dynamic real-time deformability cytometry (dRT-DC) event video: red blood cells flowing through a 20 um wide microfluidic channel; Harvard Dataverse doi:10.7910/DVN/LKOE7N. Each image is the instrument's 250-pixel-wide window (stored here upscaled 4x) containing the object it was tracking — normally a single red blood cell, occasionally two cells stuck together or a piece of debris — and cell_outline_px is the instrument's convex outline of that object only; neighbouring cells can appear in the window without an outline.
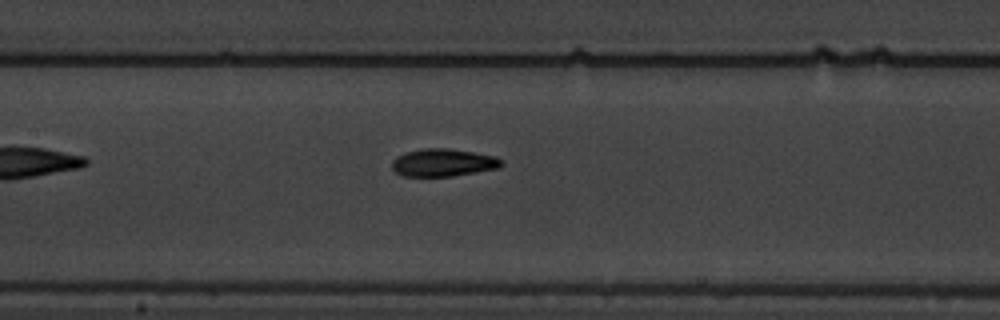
{"species": "common noctule bat (a hibernating species)", "species_latin": "Nyctalus noctula", "temperature_condition": "warm", "stored_images_in_passage": 9, "camera_frame_rate_fps": 3000, "um_per_image_px": 0.085, "animal": {"sex": "male", "body_mass_g": 19.5, "forearm_length_mm": 54.6}, "frame": {"image": 1, "passage_image": 9, "time_ms": 10.0, "image_size_px": [1000, 320], "cell_outline_px": [[504, 164], [500, 168], [452, 176], [400, 176], [392, 168], [392, 160], [396, 156], [404, 152], [424, 148], [448, 148], [496, 156], [504, 160]], "centroid_in_image_um": [37.68, 13.82], "position_along_channel_um": 169.7, "area_um2": 17.86}}